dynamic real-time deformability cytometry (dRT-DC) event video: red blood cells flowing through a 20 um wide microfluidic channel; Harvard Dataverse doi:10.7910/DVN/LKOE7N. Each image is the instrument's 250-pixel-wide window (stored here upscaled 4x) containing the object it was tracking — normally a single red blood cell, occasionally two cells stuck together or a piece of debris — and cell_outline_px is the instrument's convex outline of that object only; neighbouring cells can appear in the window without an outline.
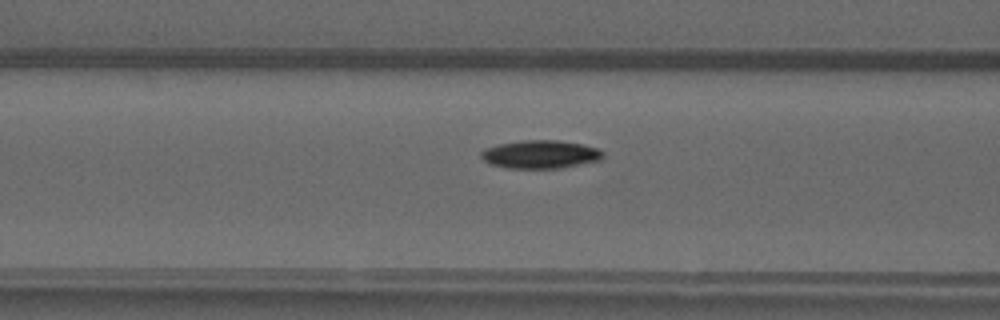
{"species": "common noctule bat (a hibernating species)", "species_latin": "Nyctalus noctula", "temperature_condition": "warm", "stored_images_in_passage": 48, "camera_frame_rate_fps": 3000, "um_per_image_px": 0.085, "animal": {"sex": "male", "forearm_length_mm": 52.5}, "frame": {"image": 1, "passage_image": 18, "time_ms": 5.667, "image_size_px": [1000, 320], "cell_outline_px": [[604, 156], [600, 160], [560, 168], [508, 168], [488, 164], [480, 156], [480, 152], [484, 148], [500, 144], [524, 140], [560, 140], [584, 144], [596, 148], [604, 152]], "centroid_in_image_um": [45.92, 13.12], "position_along_channel_um": 120.7, "area_um2": 20.11}}
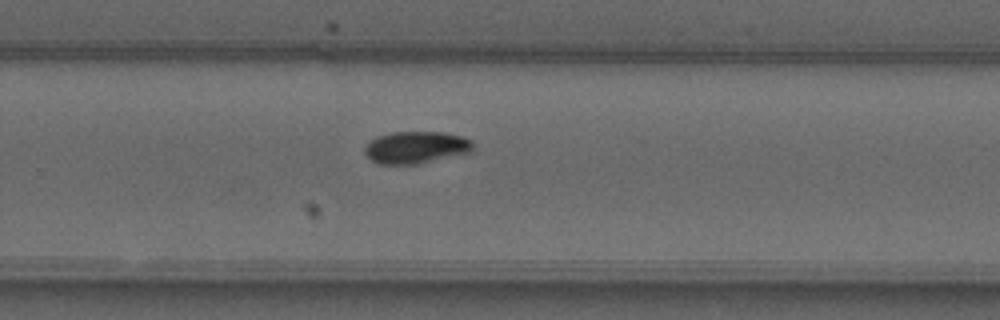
{"frame": {"image": 2, "passage_image": 31, "time_ms": 10.0, "image_size_px": [1000, 320], "cell_outline_px": [[476, 148], [472, 152], [416, 164], [376, 164], [364, 152], [364, 148], [376, 136], [392, 132], [444, 132], [460, 136], [472, 140]], "centroid_in_image_um": [35.39, 12.53], "position_along_channel_um": 294.4, "area_um2": 20.35}}
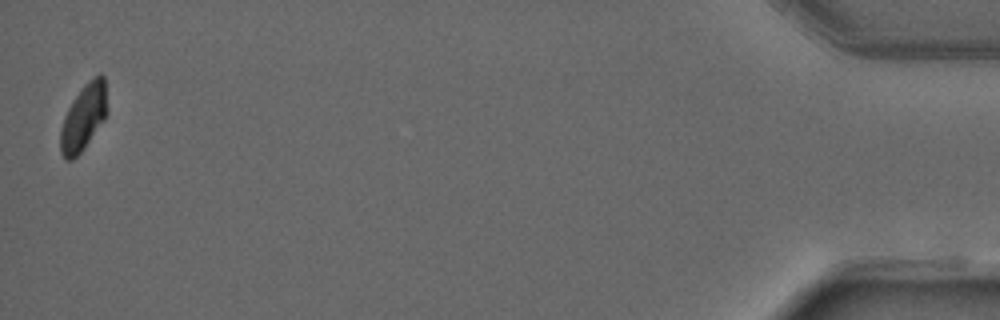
{"frame": {"image": 3, "passage_image": 48, "time_ms": 15.667, "image_size_px": [1000, 320], "cell_outline_px": [[108, 112], [104, 120], [84, 148], [72, 160], [64, 160], [60, 152], [60, 128], [64, 116], [72, 100], [84, 84], [88, 80], [100, 72], [104, 76]], "centroid_in_image_um": [7.1, 9.96], "position_along_channel_um": 428.1, "area_um2": 18.26}, "authors_computed_cell_mechanics": {"area_um2": 19.2474, "velocity_mm_per_s": 4.0267, "shape_relaxation_time_tau1_ms": 3.2135, "shape_relaxation_time_tau2_ms": null, "deformation_change_tau1": 0.1404, "deformation_change_tau2": null}}